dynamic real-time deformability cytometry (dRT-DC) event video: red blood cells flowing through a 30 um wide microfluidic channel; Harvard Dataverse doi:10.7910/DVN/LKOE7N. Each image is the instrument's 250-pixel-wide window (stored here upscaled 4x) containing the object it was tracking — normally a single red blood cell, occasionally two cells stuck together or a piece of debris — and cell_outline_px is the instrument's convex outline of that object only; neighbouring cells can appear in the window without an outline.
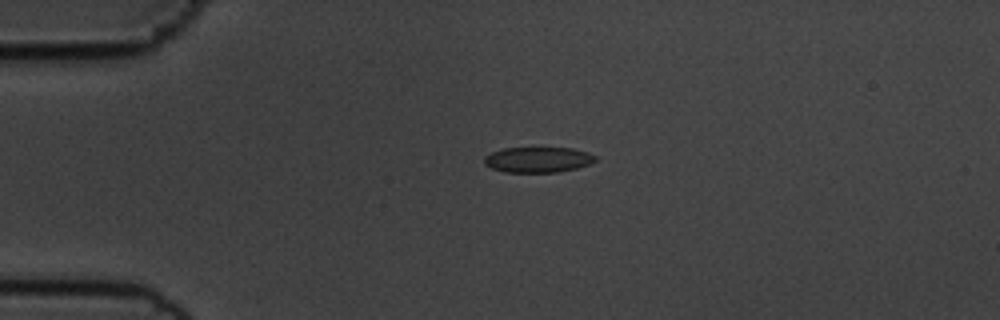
{"species": "common noctule bat (a hibernating species)", "species_latin": "Nyctalus noctula", "temperature_condition": "cold", "stored_images_in_passage": 44, "camera_frame_rate_fps": 3000, "um_per_image_px": 0.085, "animal": {"sex": "male", "body_mass_g": 19.5, "forearm_length_mm": 54.6}, "frame": {"image": 1, "passage_image": 1, "time_ms": 0.0, "image_size_px": [1000, 320], "cell_outline_px": [[596, 160], [588, 164], [576, 168], [560, 172], [504, 172], [492, 168], [484, 164], [484, 156], [492, 152], [504, 148], [572, 148], [588, 152], [596, 156]], "centroid_in_image_um": [45.71, 13.57], "position_along_channel_um": 39.3, "area_um2": 16.47}}
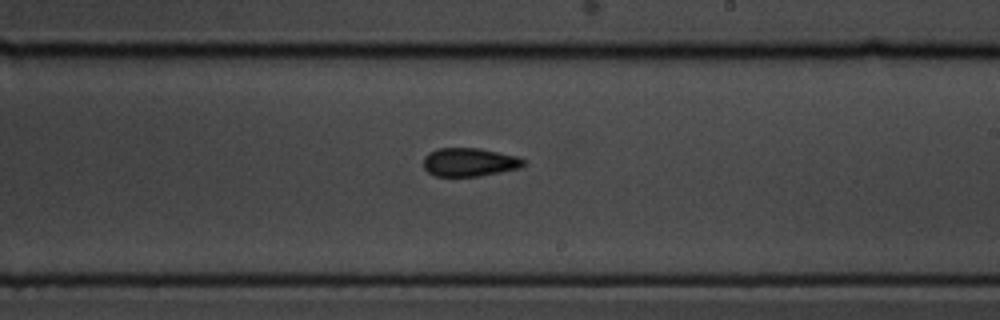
{"frame": {"image": 2, "passage_image": 21, "time_ms": 6.667, "image_size_px": [1000, 320], "cell_outline_px": [[524, 164], [520, 168], [480, 176], [436, 176], [428, 172], [424, 168], [424, 156], [428, 152], [440, 148], [480, 148], [516, 156], [524, 160]], "centroid_in_image_um": [39.88, 13.78], "position_along_channel_um": 249.1, "area_um2": 16.53}}
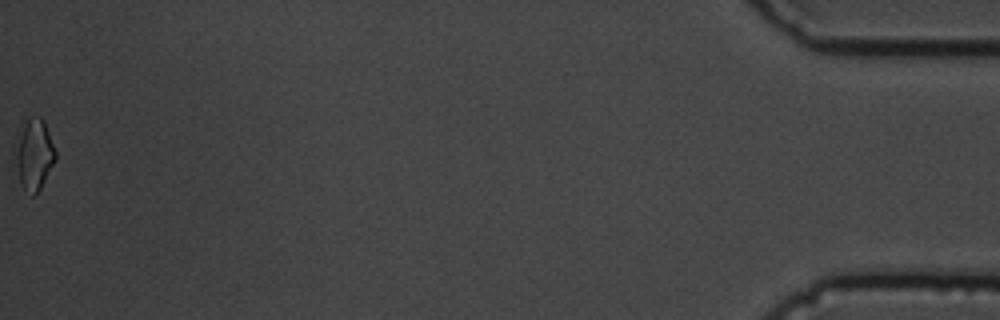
{"frame": {"image": 3, "passage_image": 44, "time_ms": 14.333, "image_size_px": [1000, 320], "cell_outline_px": [[56, 156], [36, 196], [32, 196], [24, 192], [20, 184], [12, 156], [12, 144], [16, 132], [28, 116], [40, 116], [44, 120], [56, 152]], "centroid_in_image_um": [2.79, 13.09], "position_along_channel_um": 432.4, "area_um2": 17.57}, "authors_computed_cell_mechanics": {"area_um2": 16.2996, "velocity_mm_per_s": 3.6219, "shape_relaxation_time_tau1_ms": 4.8018, "shape_relaxation_time_tau2_ms": 5.2202, "deformation_change_tau1": 0.0962, "deformation_change_tau2": 0.101}}